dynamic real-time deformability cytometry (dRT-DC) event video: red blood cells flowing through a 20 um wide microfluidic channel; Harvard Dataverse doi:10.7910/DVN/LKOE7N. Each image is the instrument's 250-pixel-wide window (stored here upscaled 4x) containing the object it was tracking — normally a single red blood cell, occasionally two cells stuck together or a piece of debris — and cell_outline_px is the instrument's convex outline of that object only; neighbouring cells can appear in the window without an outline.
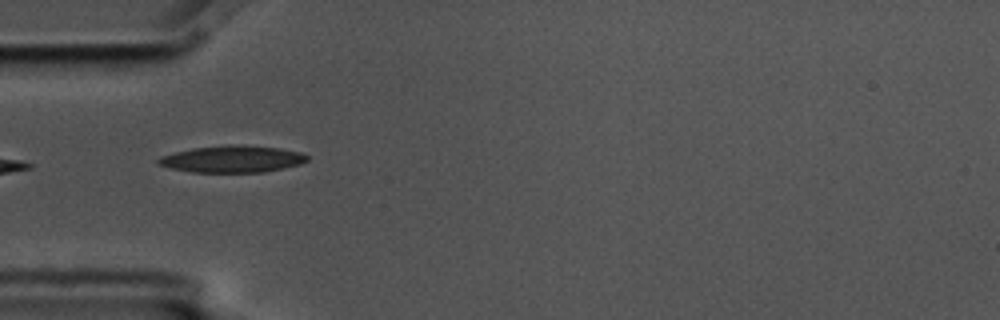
{"species": "common noctule bat (a hibernating species)", "species_latin": "Nyctalus noctula", "temperature_condition": "cold", "stored_images_in_passage": 7, "camera_frame_rate_fps": 3000, "um_per_image_px": 0.085, "animal": {"sex": "male", "body_mass_g": 17.5, "forearm_length_mm": 52.3}, "frame": {"image": 1, "passage_image": 1, "time_ms": 0.0, "image_size_px": [1000, 320], "cell_outline_px": [[308, 160], [300, 164], [264, 172], [192, 172], [172, 168], [156, 164], [156, 160], [160, 156], [192, 148], [228, 144], [232, 144], [280, 148], [300, 152], [308, 156]], "centroid_in_image_um": [19.72, 13.51], "position_along_channel_um": 65.3, "area_um2": 23.24}}
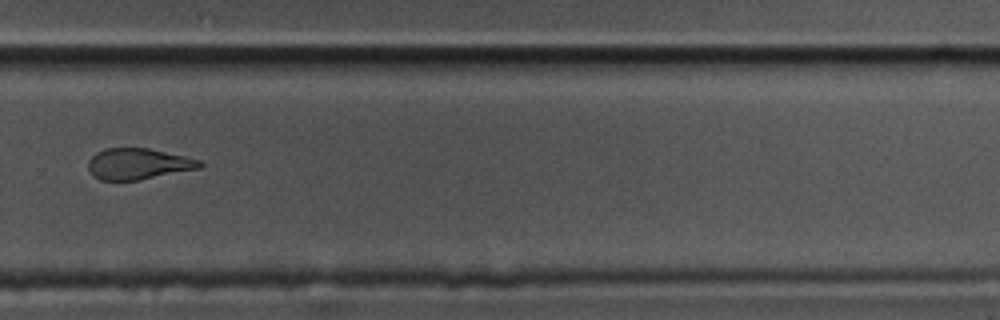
{"frame": {"image": 2, "passage_image": 7, "time_ms": 2.0, "image_size_px": [1000, 320], "cell_outline_px": [[204, 164], [200, 168], [140, 180], [100, 180], [92, 176], [88, 172], [88, 160], [96, 152], [104, 148], [148, 148], [184, 156], [200, 160]], "centroid_in_image_um": [11.71, 13.93], "position_along_channel_um": 318.1, "area_um2": 20.35}}